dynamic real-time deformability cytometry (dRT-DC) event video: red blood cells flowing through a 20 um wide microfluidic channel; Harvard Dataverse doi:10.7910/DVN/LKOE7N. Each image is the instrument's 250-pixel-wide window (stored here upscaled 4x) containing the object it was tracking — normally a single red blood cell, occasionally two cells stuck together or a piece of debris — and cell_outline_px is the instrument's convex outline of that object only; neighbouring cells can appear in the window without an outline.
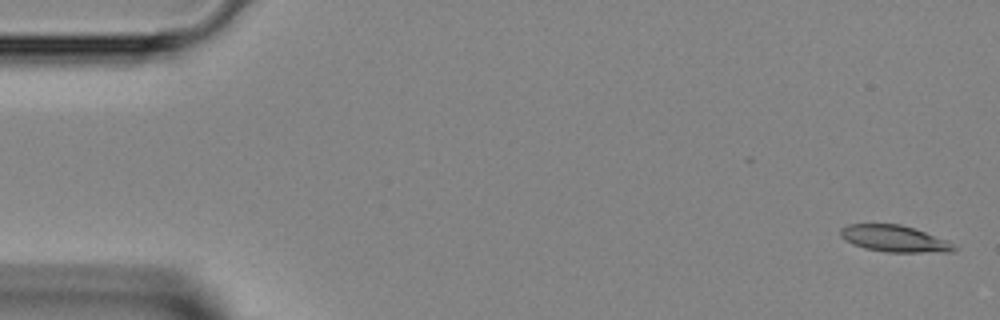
{"species": "Egyptian fruit bat (a non-hibernating species)", "species_latin": "Rousettus aegyptiacus", "temperature_condition": "room temperature", "stored_images_in_passage": 10, "camera_frame_rate_fps": 3000, "um_per_image_px": 0.085, "animal": {"sex": "female"}, "frame": {"image": 1, "passage_image": 1, "time_ms": 0.0, "image_size_px": [1000, 320], "cell_outline_px": [[960, 248], [952, 252], [884, 252], [864, 248], [852, 244], [844, 240], [840, 236], [840, 228], [848, 224], [900, 224], [948, 240]], "centroid_in_image_um": [76.03, 20.29], "position_along_channel_um": 9.0, "area_um2": 17.74}}